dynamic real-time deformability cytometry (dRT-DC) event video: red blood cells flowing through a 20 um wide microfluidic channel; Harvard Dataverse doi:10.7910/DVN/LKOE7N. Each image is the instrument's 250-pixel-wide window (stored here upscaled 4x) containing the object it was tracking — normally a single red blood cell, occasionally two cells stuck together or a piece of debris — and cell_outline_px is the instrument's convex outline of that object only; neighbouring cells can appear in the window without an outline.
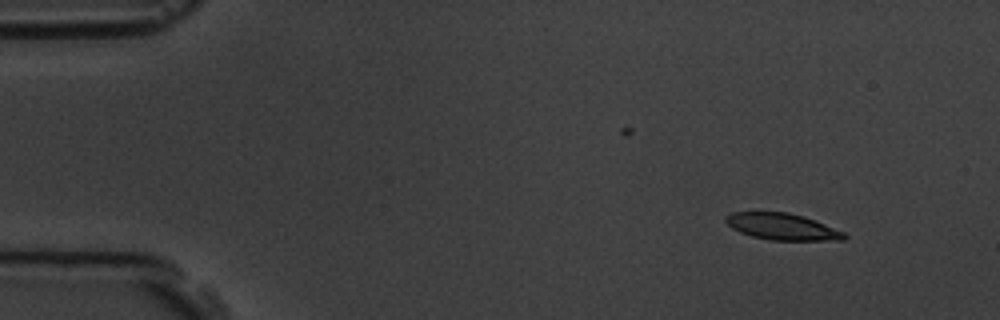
{"species": "common noctule bat (a hibernating species)", "species_latin": "Nyctalus noctula", "temperature_condition": "room temperature", "stored_images_in_passage": 4, "camera_frame_rate_fps": 3000, "um_per_image_px": 0.085, "animal": {"sex": "male", "body_mass_g": 19.5, "forearm_length_mm": 54.6}, "frame": {"image": 1, "passage_image": 1, "time_ms": 0.0, "image_size_px": [1000, 320], "cell_outline_px": [[848, 236], [844, 240], [772, 240], [752, 236], [740, 232], [732, 228], [724, 220], [724, 216], [732, 212], [788, 212], [824, 224], [844, 232]], "centroid_in_image_um": [66.45, 19.27], "position_along_channel_um": 18.5, "area_um2": 18.09}}
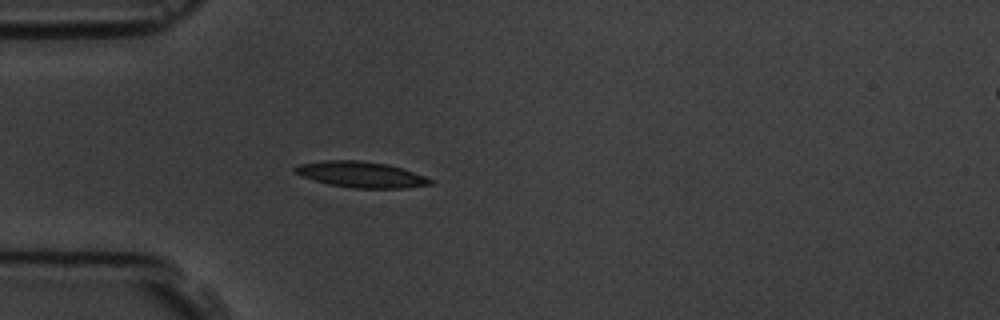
{"frame": {"image": 2, "passage_image": 4, "time_ms": 3.333, "image_size_px": [1000, 320], "cell_outline_px": [[436, 184], [404, 188], [352, 188], [328, 184], [300, 176], [292, 172], [292, 168], [296, 164], [324, 160], [360, 160], [388, 164], [436, 180]], "centroid_in_image_um": [30.65, 14.83], "position_along_channel_um": 54.3, "area_um2": 20.75}}